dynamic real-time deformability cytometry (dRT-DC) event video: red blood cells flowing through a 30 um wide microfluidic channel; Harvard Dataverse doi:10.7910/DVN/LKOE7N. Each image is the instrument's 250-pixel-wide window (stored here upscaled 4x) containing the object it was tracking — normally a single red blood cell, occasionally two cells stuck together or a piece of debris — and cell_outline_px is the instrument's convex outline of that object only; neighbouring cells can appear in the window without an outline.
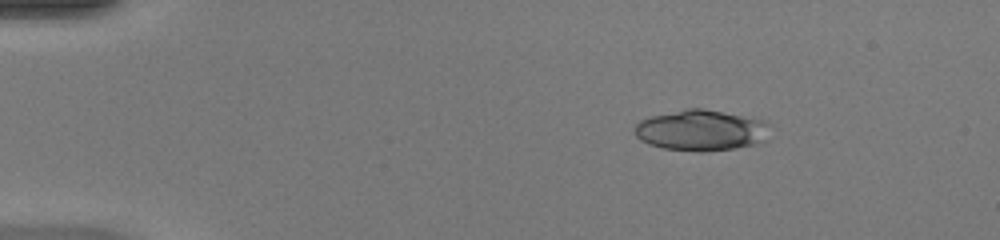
{"species": "common noctule bat (a hibernating species)", "species_latin": "Nyctalus noctula", "temperature_condition": "warm", "stored_images_in_passage": 49, "camera_frame_rate_fps": 3000, "um_per_image_px": 0.085, "animal": {"sex": "female", "body_mass_g": 20.0, "forearm_length_mm": 54.0}, "frame": {"image": 1, "passage_image": 8, "time_ms": 2.333, "image_size_px": [1000, 240], "cell_outline_px": [[768, 140], [736, 148], [704, 152], [700, 152], [660, 148], [648, 144], [640, 140], [636, 136], [636, 124], [640, 120], [652, 116], [684, 108], [704, 108], [764, 120], [768, 124]], "centroid_in_image_um": [59.59, 11.08], "position_along_channel_um": 25.4, "area_um2": 32.37}}